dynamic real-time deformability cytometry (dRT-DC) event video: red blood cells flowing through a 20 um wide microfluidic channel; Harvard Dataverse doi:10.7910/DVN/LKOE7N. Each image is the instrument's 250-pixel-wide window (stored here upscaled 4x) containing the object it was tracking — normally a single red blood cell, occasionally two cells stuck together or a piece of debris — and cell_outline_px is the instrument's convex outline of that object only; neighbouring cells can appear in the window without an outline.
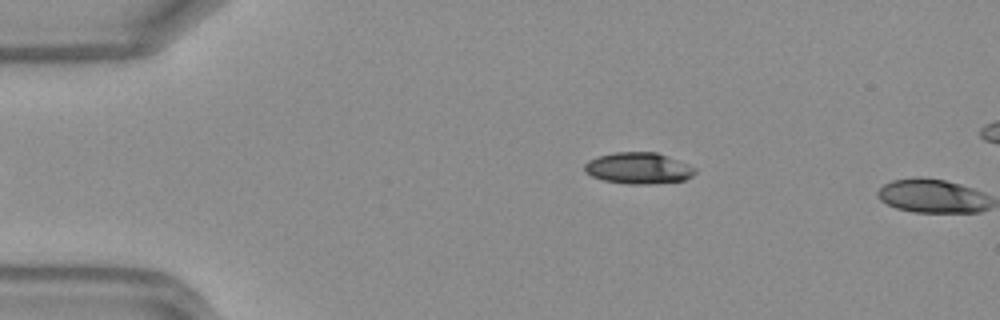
{"species": "Egyptian fruit bat (a non-hibernating species)", "species_latin": "Rousettus aegyptiacus", "temperature_condition": "warm", "stored_images_in_passage": 2, "camera_frame_rate_fps": 3000, "um_per_image_px": 0.085, "frame": {"image": 1, "passage_image": 1, "time_ms": 0.0, "image_size_px": [1000, 320], "cell_outline_px": [[696, 172], [692, 176], [684, 180], [652, 184], [628, 184], [604, 180], [592, 176], [584, 172], [584, 164], [588, 160], [596, 156], [616, 152], [656, 152], [688, 164], [696, 168]], "centroid_in_image_um": [54.25, 14.29], "position_along_channel_um": 30.8, "area_um2": 20.23}}